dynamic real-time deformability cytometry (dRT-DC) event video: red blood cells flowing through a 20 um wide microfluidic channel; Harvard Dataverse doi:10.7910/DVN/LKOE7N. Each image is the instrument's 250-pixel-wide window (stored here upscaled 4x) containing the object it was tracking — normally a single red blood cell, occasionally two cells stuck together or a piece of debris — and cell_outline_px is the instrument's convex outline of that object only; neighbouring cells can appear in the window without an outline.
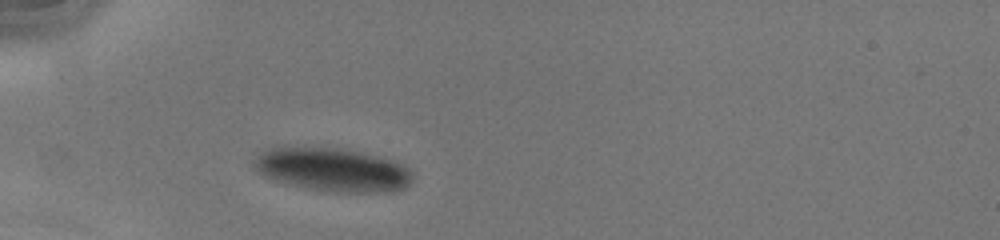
{"species": "human", "species_latin": "Homo sapiens", "temperature_condition": "cold", "stored_images_in_passage": 17, "camera_frame_rate_fps": 3000, "um_per_image_px": 0.085, "donor": {"sex": "male"}, "frame": {"image": 1, "passage_image": 1, "time_ms": 0.0, "image_size_px": [1000, 240], "cell_outline_px": [[412, 180], [404, 188], [392, 192], [332, 192], [308, 188], [276, 180], [260, 172], [256, 168], [256, 156], [260, 152], [276, 144], [284, 144], [340, 148], [360, 152], [396, 160], [404, 164], [412, 172]], "centroid_in_image_um": [28.28, 14.37], "position_along_channel_um": 56.7, "area_um2": 40.81}}
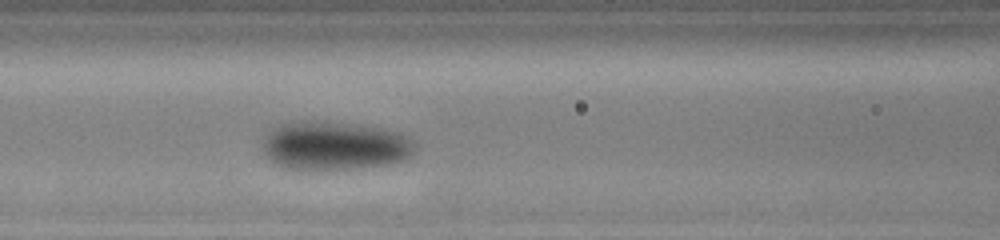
{"frame": {"image": 2, "passage_image": 8, "time_ms": 2.333, "image_size_px": [1000, 240], "cell_outline_px": [[420, 148], [404, 160], [388, 164], [364, 168], [288, 168], [276, 164], [268, 160], [264, 152], [264, 144], [272, 128], [296, 120], [316, 120], [356, 124], [384, 128], [400, 132], [408, 136]], "centroid_in_image_um": [28.53, 12.36], "position_along_channel_um": 138.1, "area_um2": 43.29}}
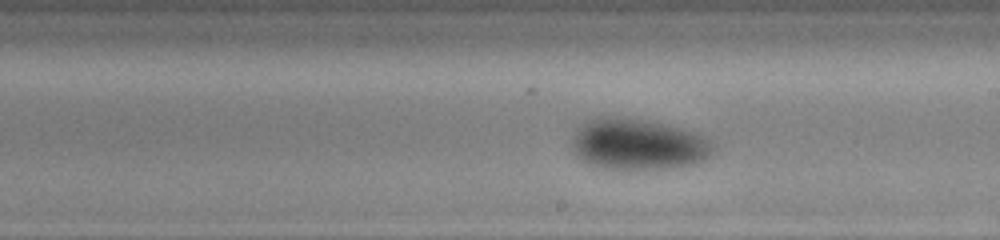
{"frame": {"image": 3, "passage_image": 15, "time_ms": 4.667, "image_size_px": [1000, 240], "cell_outline_px": [[716, 148], [708, 156], [696, 164], [656, 168], [604, 168], [588, 164], [576, 152], [572, 144], [572, 136], [576, 128], [580, 124], [596, 116], [612, 116], [640, 120], [660, 124], [692, 132], [708, 140]], "centroid_in_image_um": [54.17, 12.25], "position_along_channel_um": 234.8, "area_um2": 41.04}}